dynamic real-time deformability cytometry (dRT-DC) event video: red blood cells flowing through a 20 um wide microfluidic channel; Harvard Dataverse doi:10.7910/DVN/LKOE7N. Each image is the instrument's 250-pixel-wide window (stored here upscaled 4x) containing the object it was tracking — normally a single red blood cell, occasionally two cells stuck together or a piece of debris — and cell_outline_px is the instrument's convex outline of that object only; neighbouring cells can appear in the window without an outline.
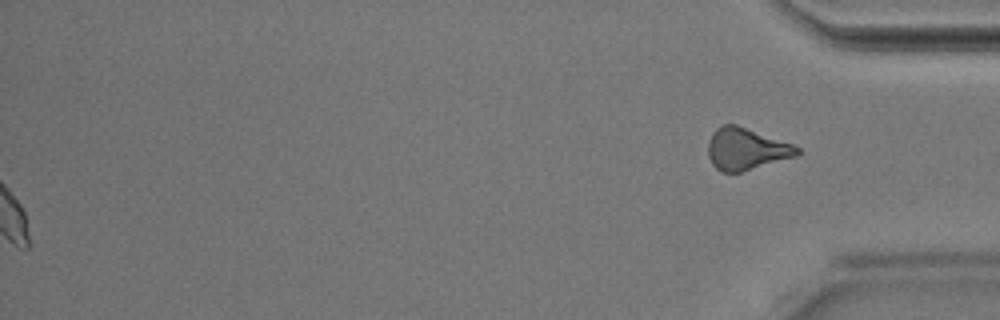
{"species": "Egyptian fruit bat (a non-hibernating species)", "species_latin": "Rousettus aegyptiacus", "temperature_condition": "room temperature", "stored_images_in_passage": 43, "segment_of_instrument_passage": [2, 2], "camera_frame_rate_fps": 3000, "um_per_image_px": 0.085, "animal": {"sex": "male"}, "frame": {"image": 1, "passage_image": 43, "time_ms": 14.0, "image_size_px": [1000, 320], "cell_outline_px": [[800, 152], [796, 156], [740, 172], [720, 172], [712, 164], [708, 156], [708, 144], [712, 132], [716, 128], [724, 124], [736, 124], [792, 144], [800, 148]], "centroid_in_image_um": [63.39, 12.66], "position_along_channel_um": 371.8, "area_um2": 21.56}}